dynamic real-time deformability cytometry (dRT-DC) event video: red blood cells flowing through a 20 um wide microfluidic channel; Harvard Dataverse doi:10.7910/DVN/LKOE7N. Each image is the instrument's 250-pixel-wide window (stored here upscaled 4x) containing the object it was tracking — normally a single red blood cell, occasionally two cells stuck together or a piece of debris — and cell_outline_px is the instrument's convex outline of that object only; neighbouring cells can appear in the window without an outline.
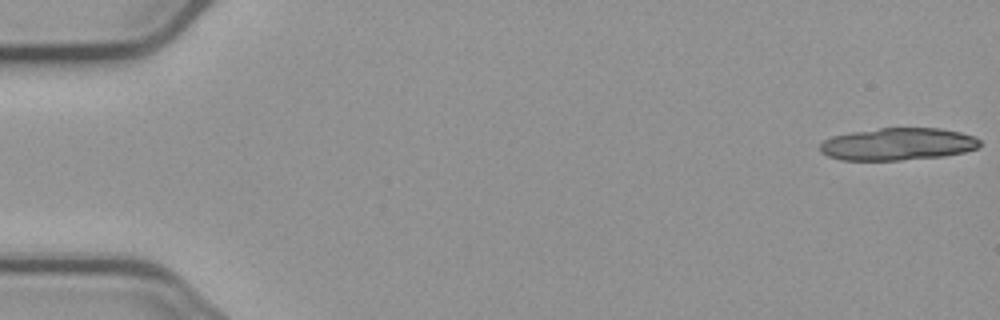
{"species": "common noctule bat (a hibernating species)", "species_latin": "Nyctalus noctula", "temperature_condition": "cold", "stored_images_in_passage": 6, "camera_frame_rate_fps": 3000, "um_per_image_px": 0.085, "animal": {"sex": "male", "body_mass_g": 23.1, "forearm_length_mm": 52.7}, "frame": {"image": 1, "passage_image": 1, "time_ms": 0.0, "image_size_px": [1000, 320], "cell_outline_px": [[980, 144], [976, 148], [964, 152], [944, 156], [900, 160], [840, 160], [828, 156], [820, 152], [820, 144], [824, 140], [832, 136], [852, 132], [880, 128], [940, 128], [960, 132], [976, 136], [980, 140]], "centroid_in_image_um": [76.31, 12.25], "position_along_channel_um": 8.7, "area_um2": 30.17}}